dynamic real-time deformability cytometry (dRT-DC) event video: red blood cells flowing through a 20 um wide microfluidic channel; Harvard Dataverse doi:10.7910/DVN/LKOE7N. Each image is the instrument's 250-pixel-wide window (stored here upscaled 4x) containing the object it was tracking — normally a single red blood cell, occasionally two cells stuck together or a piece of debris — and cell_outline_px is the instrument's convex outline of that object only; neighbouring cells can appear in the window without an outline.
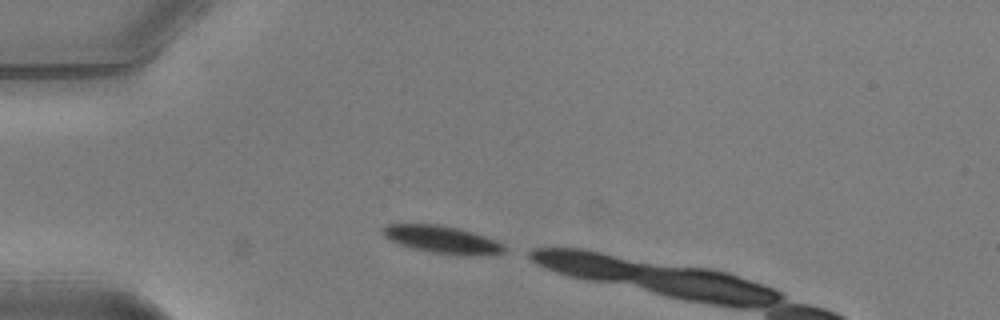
{"species": "common noctule bat (a hibernating species)", "species_latin": "Nyctalus noctula", "temperature_condition": "warm", "stored_images_in_passage": 6, "camera_frame_rate_fps": 3000, "um_per_image_px": 0.085, "animal": {"sex": "male", "body_mass_g": 20.5, "forearm_length_mm": 52.5}, "frame": {"image": 1, "passage_image": 1, "time_ms": 0.0, "image_size_px": [1000, 320], "cell_outline_px": [[508, 248], [504, 252], [488, 256], [460, 256], [432, 252], [412, 248], [400, 244], [384, 236], [380, 232], [380, 228], [388, 224], [440, 224], [472, 232], [484, 236], [504, 244]], "centroid_in_image_um": [37.62, 20.38], "position_along_channel_um": 47.4, "area_um2": 19.71}}
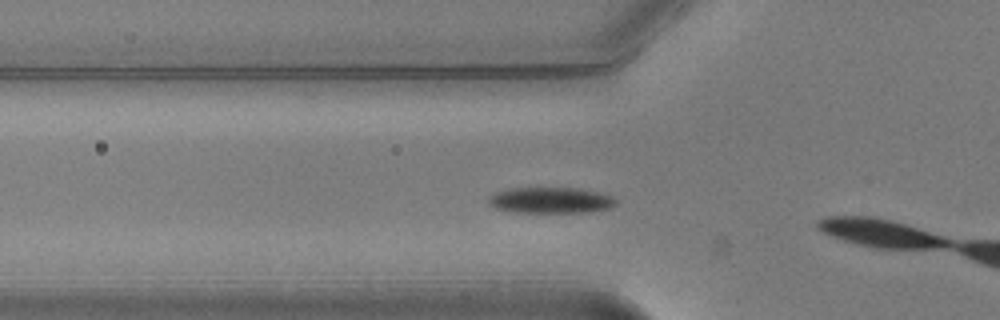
{"frame": {"image": 2, "passage_image": 5, "time_ms": 1.333, "image_size_px": [1000, 320], "cell_outline_px": [[616, 204], [612, 208], [592, 212], [512, 212], [496, 208], [488, 204], [488, 196], [496, 192], [508, 188], [576, 188], [596, 192], [612, 196], [616, 200]], "centroid_in_image_um": [46.79, 17.03], "position_along_channel_um": 79.0, "area_um2": 19.36}}